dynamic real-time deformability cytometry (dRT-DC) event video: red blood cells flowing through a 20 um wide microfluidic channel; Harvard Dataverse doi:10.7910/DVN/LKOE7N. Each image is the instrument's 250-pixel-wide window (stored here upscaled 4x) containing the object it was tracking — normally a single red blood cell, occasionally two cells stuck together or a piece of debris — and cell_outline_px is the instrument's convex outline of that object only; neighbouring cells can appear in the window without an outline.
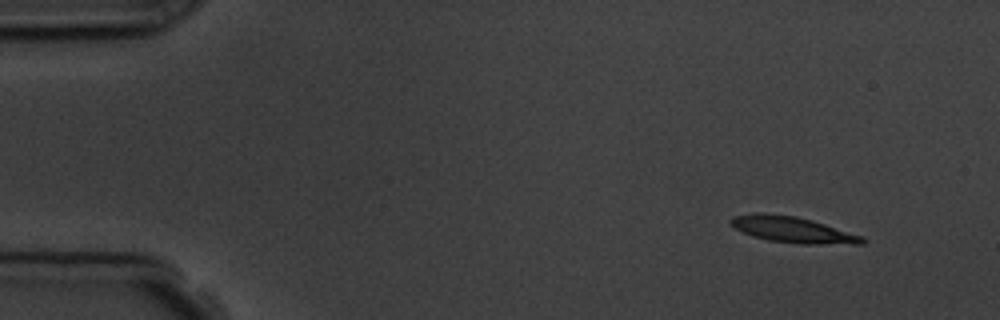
{"species": "common noctule bat (a hibernating species)", "species_latin": "Nyctalus noctula", "temperature_condition": "room temperature", "stored_images_in_passage": 4, "camera_frame_rate_fps": 3000, "um_per_image_px": 0.085, "animal": {"sex": "male", "body_mass_g": 19.5, "forearm_length_mm": 54.6}, "frame": {"image": 1, "passage_image": 1, "time_ms": 0.0, "image_size_px": [1000, 320], "cell_outline_px": [[864, 244], [804, 244], [768, 240], [752, 236], [736, 228], [728, 220], [732, 216], [764, 212], [796, 216], [824, 224], [864, 236]], "centroid_in_image_um": [67.38, 19.52], "position_along_channel_um": 17.6, "area_um2": 19.77}}
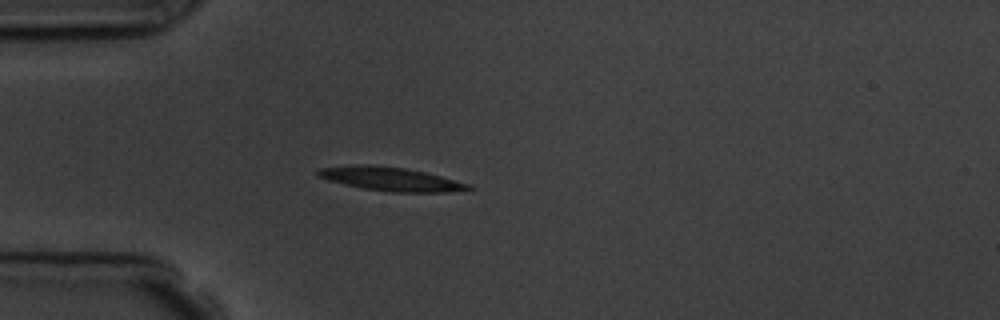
{"frame": {"image": 2, "passage_image": 4, "time_ms": 3.333, "image_size_px": [1000, 320], "cell_outline_px": [[476, 188], [444, 192], [392, 192], [360, 188], [328, 180], [316, 176], [316, 168], [356, 164], [368, 164], [404, 168], [424, 172], [472, 184]], "centroid_in_image_um": [33.16, 15.21], "position_along_channel_um": 51.8, "area_um2": 20.92}}